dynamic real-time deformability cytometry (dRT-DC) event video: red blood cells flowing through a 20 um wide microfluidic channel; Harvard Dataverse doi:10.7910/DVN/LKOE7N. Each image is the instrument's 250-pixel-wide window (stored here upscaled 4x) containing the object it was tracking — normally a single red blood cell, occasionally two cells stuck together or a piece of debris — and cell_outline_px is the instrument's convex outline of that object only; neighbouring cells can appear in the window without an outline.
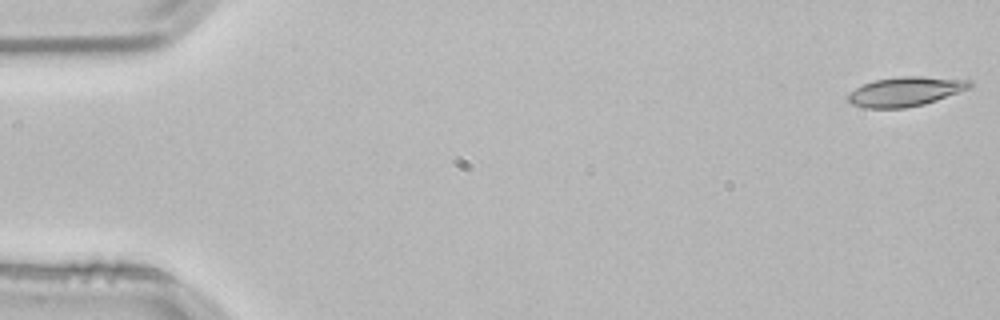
{"species": "common noctule bat (a hibernating species)", "species_latin": "Nyctalus noctula", "temperature_condition": "room temperature", "stored_images_in_passage": 53, "camera_frame_rate_fps": 3000, "um_per_image_px": 0.085, "animal": {"sex": "male", "body_mass_g": 21.5, "forearm_length_mm": 52.0}, "frame": {"image": 1, "passage_image": 1, "time_ms": 0.0, "image_size_px": [1000, 320], "cell_outline_px": [[972, 84], [968, 88], [936, 100], [924, 104], [904, 108], [864, 108], [852, 104], [848, 100], [848, 92], [872, 80], [900, 76], [920, 76], [972, 80]], "centroid_in_image_um": [76.92, 7.77], "position_along_channel_um": 8.1, "area_um2": 20.75}}
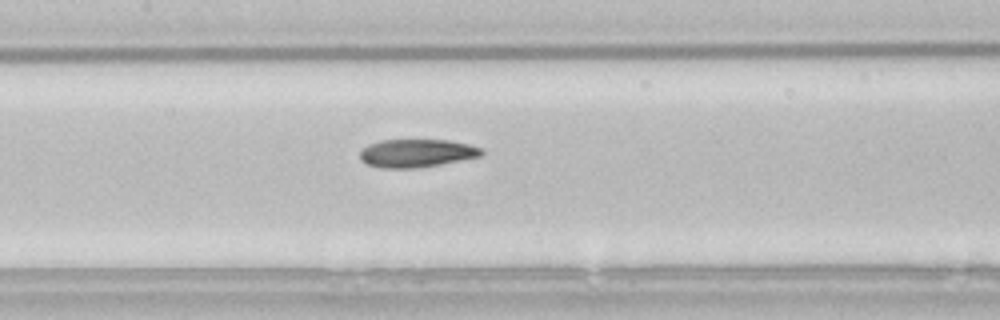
{"frame": {"image": 2, "passage_image": 25, "time_ms": 8.0, "image_size_px": [1000, 320], "cell_outline_px": [[484, 152], [480, 156], [440, 164], [416, 168], [384, 168], [368, 164], [360, 160], [360, 152], [368, 144], [380, 140], [448, 140], [468, 144], [484, 148]], "centroid_in_image_um": [35.42, 13.01], "position_along_channel_um": 172.0, "area_um2": 19.83}}
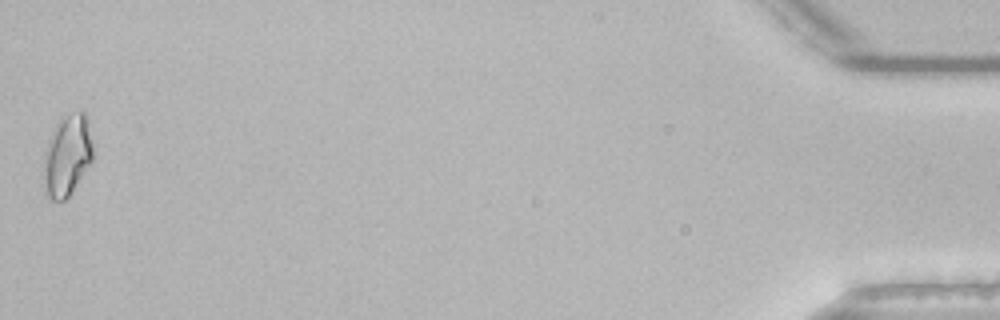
{"frame": {"image": 3, "passage_image": 53, "time_ms": 17.333, "image_size_px": [1000, 320], "cell_outline_px": [[92, 160], [72, 192], [64, 200], [52, 200], [44, 192], [44, 152], [48, 140], [56, 124], [64, 116], [80, 112], [84, 112], [88, 116], [92, 144]], "centroid_in_image_um": [5.71, 13.22], "position_along_channel_um": 429.5, "area_um2": 23.18}, "authors_computed_cell_mechanics": {"area_um2": 19.9988, "velocity_mm_per_s": 3.8103, "shape_relaxation_time_tau1_ms": 9.6996, "shape_relaxation_time_tau2_ms": 6.3756, "deformation_change_tau1": 0.2126, "deformation_change_tau2": 0.1358}}